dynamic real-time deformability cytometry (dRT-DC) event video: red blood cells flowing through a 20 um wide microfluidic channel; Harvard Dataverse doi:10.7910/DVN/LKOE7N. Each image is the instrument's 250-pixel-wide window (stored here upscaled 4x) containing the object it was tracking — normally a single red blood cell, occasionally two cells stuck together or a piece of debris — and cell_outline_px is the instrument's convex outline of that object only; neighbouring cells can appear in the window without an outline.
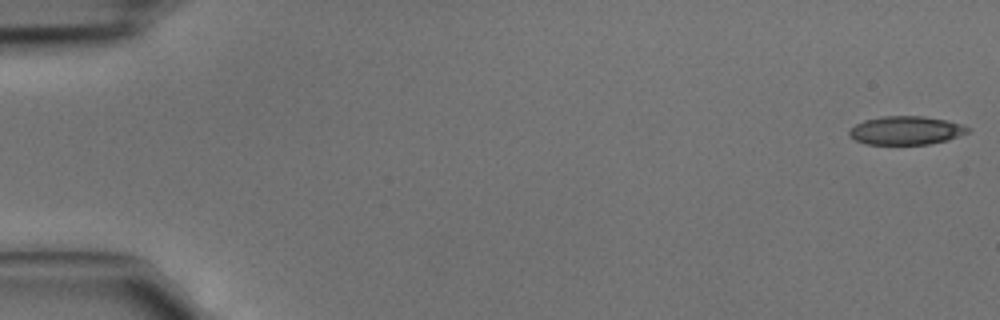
{"species": "common noctule bat (a hibernating species)", "species_latin": "Nyctalus noctula", "temperature_condition": "cold", "stored_images_in_passage": 45, "camera_frame_rate_fps": 3000, "um_per_image_px": 0.085, "animal": {"sex": "male", "body_mass_g": 15.6}, "frame": {"image": 1, "passage_image": 1, "time_ms": 0.0, "image_size_px": [1000, 320], "cell_outline_px": [[968, 132], [948, 140], [928, 144], [868, 144], [856, 140], [848, 136], [848, 132], [856, 124], [864, 120], [880, 116], [924, 116], [944, 120], [960, 124], [968, 128]], "centroid_in_image_um": [76.97, 11.08], "position_along_channel_um": 8.0, "area_um2": 19.48}}
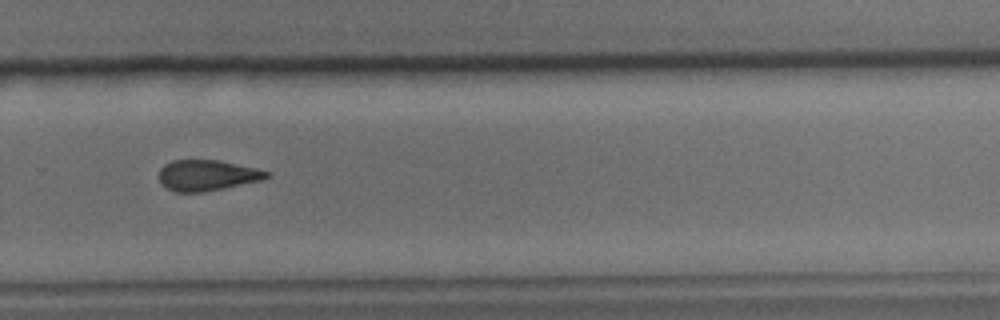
{"frame": {"image": 2, "passage_image": 31, "time_ms": 10.0, "image_size_px": [1000, 320], "cell_outline_px": [[272, 176], [260, 180], [200, 192], [176, 192], [160, 184], [160, 168], [164, 164], [172, 160], [220, 160], [256, 168], [272, 172]], "centroid_in_image_um": [17.6, 14.88], "position_along_channel_um": 312.2, "area_um2": 19.13}}
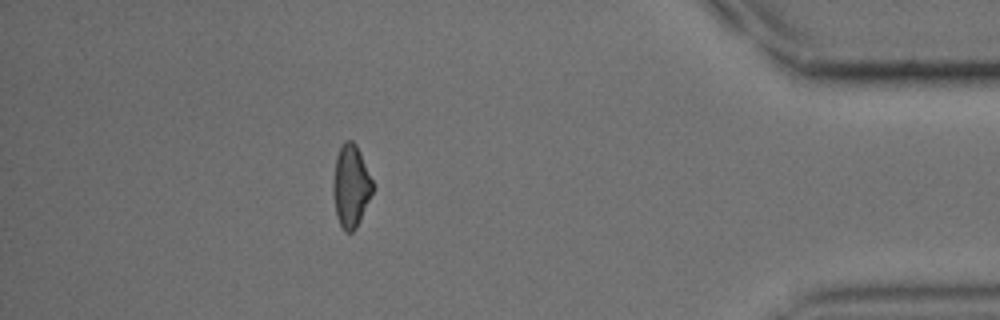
{"frame": {"image": 3, "passage_image": 40, "time_ms": 13.0, "image_size_px": [1000, 320], "cell_outline_px": [[372, 192], [356, 228], [352, 232], [344, 232], [336, 216], [332, 192], [332, 184], [336, 156], [344, 140], [352, 140], [356, 144], [360, 152], [372, 180]], "centroid_in_image_um": [29.79, 15.81], "position_along_channel_um": 405.4, "area_um2": 18.84}}